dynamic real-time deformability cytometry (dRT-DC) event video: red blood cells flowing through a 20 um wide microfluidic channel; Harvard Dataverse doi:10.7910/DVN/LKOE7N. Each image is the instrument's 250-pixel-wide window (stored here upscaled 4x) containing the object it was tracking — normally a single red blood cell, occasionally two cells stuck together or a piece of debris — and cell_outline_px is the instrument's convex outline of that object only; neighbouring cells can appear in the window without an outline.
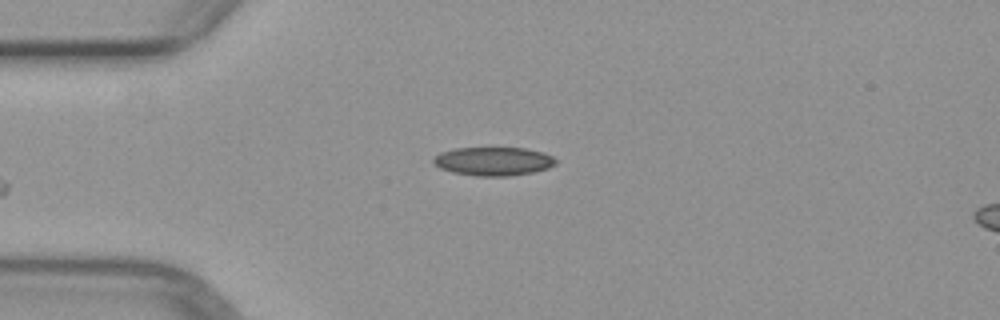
{"species": "common noctule bat (a hibernating species)", "species_latin": "Nyctalus noctula", "temperature_condition": "warm", "stored_images_in_passage": 2, "camera_frame_rate_fps": 3000, "um_per_image_px": 0.085, "animal": {"sex": "female", "body_mass_g": 29.2, "forearm_length_mm": 56.3}, "frame": {"image": 1, "passage_image": 2, "time_ms": 1.0, "image_size_px": [1000, 320], "cell_outline_px": [[556, 164], [548, 168], [532, 172], [508, 176], [476, 176], [452, 172], [440, 168], [432, 164], [432, 160], [440, 152], [456, 148], [524, 148], [544, 152], [552, 156], [556, 160]], "centroid_in_image_um": [41.92, 13.71], "position_along_channel_um": 43.1, "area_um2": 20.4}}